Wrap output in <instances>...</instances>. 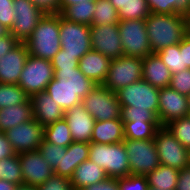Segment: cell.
<instances>
[{"mask_svg": "<svg viewBox=\"0 0 190 190\" xmlns=\"http://www.w3.org/2000/svg\"><path fill=\"white\" fill-rule=\"evenodd\" d=\"M89 160L102 167L108 178H123L130 175V166L125 145L121 143H89Z\"/></svg>", "mask_w": 190, "mask_h": 190, "instance_id": "cell-4", "label": "cell"}, {"mask_svg": "<svg viewBox=\"0 0 190 190\" xmlns=\"http://www.w3.org/2000/svg\"><path fill=\"white\" fill-rule=\"evenodd\" d=\"M95 12V1H82L64 8L60 15L72 22L91 26Z\"/></svg>", "mask_w": 190, "mask_h": 190, "instance_id": "cell-29", "label": "cell"}, {"mask_svg": "<svg viewBox=\"0 0 190 190\" xmlns=\"http://www.w3.org/2000/svg\"><path fill=\"white\" fill-rule=\"evenodd\" d=\"M33 119L32 103L29 99L25 103L16 104L0 109V132H5L19 124Z\"/></svg>", "mask_w": 190, "mask_h": 190, "instance_id": "cell-26", "label": "cell"}, {"mask_svg": "<svg viewBox=\"0 0 190 190\" xmlns=\"http://www.w3.org/2000/svg\"><path fill=\"white\" fill-rule=\"evenodd\" d=\"M82 190H120L117 178H107L105 181L85 187Z\"/></svg>", "mask_w": 190, "mask_h": 190, "instance_id": "cell-47", "label": "cell"}, {"mask_svg": "<svg viewBox=\"0 0 190 190\" xmlns=\"http://www.w3.org/2000/svg\"><path fill=\"white\" fill-rule=\"evenodd\" d=\"M37 188L38 190H73L71 180L69 178L55 174Z\"/></svg>", "mask_w": 190, "mask_h": 190, "instance_id": "cell-43", "label": "cell"}, {"mask_svg": "<svg viewBox=\"0 0 190 190\" xmlns=\"http://www.w3.org/2000/svg\"><path fill=\"white\" fill-rule=\"evenodd\" d=\"M67 147L59 146L56 144L48 143L43 140L39 145V152L44 159L49 163L50 167L54 170L57 166H61L62 150Z\"/></svg>", "mask_w": 190, "mask_h": 190, "instance_id": "cell-38", "label": "cell"}, {"mask_svg": "<svg viewBox=\"0 0 190 190\" xmlns=\"http://www.w3.org/2000/svg\"><path fill=\"white\" fill-rule=\"evenodd\" d=\"M169 87L188 96L190 94V69L172 74Z\"/></svg>", "mask_w": 190, "mask_h": 190, "instance_id": "cell-41", "label": "cell"}, {"mask_svg": "<svg viewBox=\"0 0 190 190\" xmlns=\"http://www.w3.org/2000/svg\"><path fill=\"white\" fill-rule=\"evenodd\" d=\"M16 190H38L36 186H30V185H18V188Z\"/></svg>", "mask_w": 190, "mask_h": 190, "instance_id": "cell-54", "label": "cell"}, {"mask_svg": "<svg viewBox=\"0 0 190 190\" xmlns=\"http://www.w3.org/2000/svg\"><path fill=\"white\" fill-rule=\"evenodd\" d=\"M51 64L54 69H76L79 66L78 60L65 53L63 49H60L52 58Z\"/></svg>", "mask_w": 190, "mask_h": 190, "instance_id": "cell-42", "label": "cell"}, {"mask_svg": "<svg viewBox=\"0 0 190 190\" xmlns=\"http://www.w3.org/2000/svg\"><path fill=\"white\" fill-rule=\"evenodd\" d=\"M119 21L118 11L109 0H95L92 25H113Z\"/></svg>", "mask_w": 190, "mask_h": 190, "instance_id": "cell-33", "label": "cell"}, {"mask_svg": "<svg viewBox=\"0 0 190 190\" xmlns=\"http://www.w3.org/2000/svg\"><path fill=\"white\" fill-rule=\"evenodd\" d=\"M143 59L123 55L112 59L103 86L112 92L142 79Z\"/></svg>", "mask_w": 190, "mask_h": 190, "instance_id": "cell-6", "label": "cell"}, {"mask_svg": "<svg viewBox=\"0 0 190 190\" xmlns=\"http://www.w3.org/2000/svg\"><path fill=\"white\" fill-rule=\"evenodd\" d=\"M14 23L9 33L19 42H25L45 15L30 0H13Z\"/></svg>", "mask_w": 190, "mask_h": 190, "instance_id": "cell-14", "label": "cell"}, {"mask_svg": "<svg viewBox=\"0 0 190 190\" xmlns=\"http://www.w3.org/2000/svg\"><path fill=\"white\" fill-rule=\"evenodd\" d=\"M64 119L69 126L73 141L90 143L95 119L86 111L82 104L67 110Z\"/></svg>", "mask_w": 190, "mask_h": 190, "instance_id": "cell-19", "label": "cell"}, {"mask_svg": "<svg viewBox=\"0 0 190 190\" xmlns=\"http://www.w3.org/2000/svg\"><path fill=\"white\" fill-rule=\"evenodd\" d=\"M0 179L16 185H23L21 163L18 154L0 160Z\"/></svg>", "mask_w": 190, "mask_h": 190, "instance_id": "cell-35", "label": "cell"}, {"mask_svg": "<svg viewBox=\"0 0 190 190\" xmlns=\"http://www.w3.org/2000/svg\"><path fill=\"white\" fill-rule=\"evenodd\" d=\"M185 17V36L190 39V13L184 15Z\"/></svg>", "mask_w": 190, "mask_h": 190, "instance_id": "cell-53", "label": "cell"}, {"mask_svg": "<svg viewBox=\"0 0 190 190\" xmlns=\"http://www.w3.org/2000/svg\"><path fill=\"white\" fill-rule=\"evenodd\" d=\"M188 99V107H189V114H190V94L187 96Z\"/></svg>", "mask_w": 190, "mask_h": 190, "instance_id": "cell-56", "label": "cell"}, {"mask_svg": "<svg viewBox=\"0 0 190 190\" xmlns=\"http://www.w3.org/2000/svg\"><path fill=\"white\" fill-rule=\"evenodd\" d=\"M121 119L123 122H159L149 110H129L127 107H121Z\"/></svg>", "mask_w": 190, "mask_h": 190, "instance_id": "cell-39", "label": "cell"}, {"mask_svg": "<svg viewBox=\"0 0 190 190\" xmlns=\"http://www.w3.org/2000/svg\"><path fill=\"white\" fill-rule=\"evenodd\" d=\"M175 190H190V166L179 170Z\"/></svg>", "mask_w": 190, "mask_h": 190, "instance_id": "cell-48", "label": "cell"}, {"mask_svg": "<svg viewBox=\"0 0 190 190\" xmlns=\"http://www.w3.org/2000/svg\"><path fill=\"white\" fill-rule=\"evenodd\" d=\"M33 118L43 127L64 118L65 111L45 91L31 98Z\"/></svg>", "mask_w": 190, "mask_h": 190, "instance_id": "cell-20", "label": "cell"}, {"mask_svg": "<svg viewBox=\"0 0 190 190\" xmlns=\"http://www.w3.org/2000/svg\"><path fill=\"white\" fill-rule=\"evenodd\" d=\"M110 59L107 56L91 49L78 62L79 69L85 77L96 85H102L108 73Z\"/></svg>", "mask_w": 190, "mask_h": 190, "instance_id": "cell-22", "label": "cell"}, {"mask_svg": "<svg viewBox=\"0 0 190 190\" xmlns=\"http://www.w3.org/2000/svg\"><path fill=\"white\" fill-rule=\"evenodd\" d=\"M16 153L11 147V144L6 139L5 134L0 132V160L15 155Z\"/></svg>", "mask_w": 190, "mask_h": 190, "instance_id": "cell-49", "label": "cell"}, {"mask_svg": "<svg viewBox=\"0 0 190 190\" xmlns=\"http://www.w3.org/2000/svg\"><path fill=\"white\" fill-rule=\"evenodd\" d=\"M107 178L104 169L88 159L77 166L70 180L73 190H82Z\"/></svg>", "mask_w": 190, "mask_h": 190, "instance_id": "cell-24", "label": "cell"}, {"mask_svg": "<svg viewBox=\"0 0 190 190\" xmlns=\"http://www.w3.org/2000/svg\"><path fill=\"white\" fill-rule=\"evenodd\" d=\"M118 28L124 55L143 59L152 54L145 19L120 20Z\"/></svg>", "mask_w": 190, "mask_h": 190, "instance_id": "cell-8", "label": "cell"}, {"mask_svg": "<svg viewBox=\"0 0 190 190\" xmlns=\"http://www.w3.org/2000/svg\"><path fill=\"white\" fill-rule=\"evenodd\" d=\"M29 56L27 46L19 42L0 60V83L18 84L22 69Z\"/></svg>", "mask_w": 190, "mask_h": 190, "instance_id": "cell-18", "label": "cell"}, {"mask_svg": "<svg viewBox=\"0 0 190 190\" xmlns=\"http://www.w3.org/2000/svg\"><path fill=\"white\" fill-rule=\"evenodd\" d=\"M165 127L188 150L190 149V117L175 119Z\"/></svg>", "mask_w": 190, "mask_h": 190, "instance_id": "cell-37", "label": "cell"}, {"mask_svg": "<svg viewBox=\"0 0 190 190\" xmlns=\"http://www.w3.org/2000/svg\"><path fill=\"white\" fill-rule=\"evenodd\" d=\"M55 75L47 85L45 92L65 112L82 104V99L96 86L85 77L79 67L76 69H54Z\"/></svg>", "mask_w": 190, "mask_h": 190, "instance_id": "cell-1", "label": "cell"}, {"mask_svg": "<svg viewBox=\"0 0 190 190\" xmlns=\"http://www.w3.org/2000/svg\"><path fill=\"white\" fill-rule=\"evenodd\" d=\"M124 139L123 121L121 118L95 121L91 142L113 144L121 143Z\"/></svg>", "mask_w": 190, "mask_h": 190, "instance_id": "cell-25", "label": "cell"}, {"mask_svg": "<svg viewBox=\"0 0 190 190\" xmlns=\"http://www.w3.org/2000/svg\"><path fill=\"white\" fill-rule=\"evenodd\" d=\"M179 170L173 167L159 165L146 175L148 186L160 190H175Z\"/></svg>", "mask_w": 190, "mask_h": 190, "instance_id": "cell-27", "label": "cell"}, {"mask_svg": "<svg viewBox=\"0 0 190 190\" xmlns=\"http://www.w3.org/2000/svg\"><path fill=\"white\" fill-rule=\"evenodd\" d=\"M9 33V29L0 22V37L6 36Z\"/></svg>", "mask_w": 190, "mask_h": 190, "instance_id": "cell-55", "label": "cell"}, {"mask_svg": "<svg viewBox=\"0 0 190 190\" xmlns=\"http://www.w3.org/2000/svg\"><path fill=\"white\" fill-rule=\"evenodd\" d=\"M180 52H183L184 65L190 69V39L186 36L179 43Z\"/></svg>", "mask_w": 190, "mask_h": 190, "instance_id": "cell-50", "label": "cell"}, {"mask_svg": "<svg viewBox=\"0 0 190 190\" xmlns=\"http://www.w3.org/2000/svg\"><path fill=\"white\" fill-rule=\"evenodd\" d=\"M189 115L188 99L186 95L178 93L170 87L159 90L158 120L161 126L167 125L175 119Z\"/></svg>", "mask_w": 190, "mask_h": 190, "instance_id": "cell-17", "label": "cell"}, {"mask_svg": "<svg viewBox=\"0 0 190 190\" xmlns=\"http://www.w3.org/2000/svg\"><path fill=\"white\" fill-rule=\"evenodd\" d=\"M60 41V14H45L24 43L29 55L51 61Z\"/></svg>", "mask_w": 190, "mask_h": 190, "instance_id": "cell-3", "label": "cell"}, {"mask_svg": "<svg viewBox=\"0 0 190 190\" xmlns=\"http://www.w3.org/2000/svg\"><path fill=\"white\" fill-rule=\"evenodd\" d=\"M17 188H18V185L12 182L0 179V190H16Z\"/></svg>", "mask_w": 190, "mask_h": 190, "instance_id": "cell-51", "label": "cell"}, {"mask_svg": "<svg viewBox=\"0 0 190 190\" xmlns=\"http://www.w3.org/2000/svg\"><path fill=\"white\" fill-rule=\"evenodd\" d=\"M154 141L161 165L178 170L190 166L189 150L165 126H161L157 130Z\"/></svg>", "mask_w": 190, "mask_h": 190, "instance_id": "cell-12", "label": "cell"}, {"mask_svg": "<svg viewBox=\"0 0 190 190\" xmlns=\"http://www.w3.org/2000/svg\"><path fill=\"white\" fill-rule=\"evenodd\" d=\"M150 13L182 14L190 13V0H147Z\"/></svg>", "mask_w": 190, "mask_h": 190, "instance_id": "cell-32", "label": "cell"}, {"mask_svg": "<svg viewBox=\"0 0 190 190\" xmlns=\"http://www.w3.org/2000/svg\"><path fill=\"white\" fill-rule=\"evenodd\" d=\"M15 20L13 0H0V22L2 25L11 29Z\"/></svg>", "mask_w": 190, "mask_h": 190, "instance_id": "cell-44", "label": "cell"}, {"mask_svg": "<svg viewBox=\"0 0 190 190\" xmlns=\"http://www.w3.org/2000/svg\"><path fill=\"white\" fill-rule=\"evenodd\" d=\"M159 90L140 79L115 93L121 107H127L129 110H149L158 117Z\"/></svg>", "mask_w": 190, "mask_h": 190, "instance_id": "cell-5", "label": "cell"}, {"mask_svg": "<svg viewBox=\"0 0 190 190\" xmlns=\"http://www.w3.org/2000/svg\"><path fill=\"white\" fill-rule=\"evenodd\" d=\"M18 155L21 163L24 185L38 187L54 174L53 169L41 155L39 150L23 152Z\"/></svg>", "mask_w": 190, "mask_h": 190, "instance_id": "cell-16", "label": "cell"}, {"mask_svg": "<svg viewBox=\"0 0 190 190\" xmlns=\"http://www.w3.org/2000/svg\"><path fill=\"white\" fill-rule=\"evenodd\" d=\"M55 72L51 61L29 55L22 69L18 85L31 98L45 91L54 78Z\"/></svg>", "mask_w": 190, "mask_h": 190, "instance_id": "cell-7", "label": "cell"}, {"mask_svg": "<svg viewBox=\"0 0 190 190\" xmlns=\"http://www.w3.org/2000/svg\"><path fill=\"white\" fill-rule=\"evenodd\" d=\"M172 74L157 53L143 58L142 79L152 86L162 89L169 87Z\"/></svg>", "mask_w": 190, "mask_h": 190, "instance_id": "cell-23", "label": "cell"}, {"mask_svg": "<svg viewBox=\"0 0 190 190\" xmlns=\"http://www.w3.org/2000/svg\"><path fill=\"white\" fill-rule=\"evenodd\" d=\"M30 99L18 84L0 83V109L25 103Z\"/></svg>", "mask_w": 190, "mask_h": 190, "instance_id": "cell-34", "label": "cell"}, {"mask_svg": "<svg viewBox=\"0 0 190 190\" xmlns=\"http://www.w3.org/2000/svg\"><path fill=\"white\" fill-rule=\"evenodd\" d=\"M148 190H160V189H154V188L148 187Z\"/></svg>", "mask_w": 190, "mask_h": 190, "instance_id": "cell-57", "label": "cell"}, {"mask_svg": "<svg viewBox=\"0 0 190 190\" xmlns=\"http://www.w3.org/2000/svg\"><path fill=\"white\" fill-rule=\"evenodd\" d=\"M82 105L96 121L121 118V106L115 92L96 85L83 99Z\"/></svg>", "mask_w": 190, "mask_h": 190, "instance_id": "cell-9", "label": "cell"}, {"mask_svg": "<svg viewBox=\"0 0 190 190\" xmlns=\"http://www.w3.org/2000/svg\"><path fill=\"white\" fill-rule=\"evenodd\" d=\"M60 40L61 49L78 61L92 49L90 26L69 21L61 15Z\"/></svg>", "mask_w": 190, "mask_h": 190, "instance_id": "cell-11", "label": "cell"}, {"mask_svg": "<svg viewBox=\"0 0 190 190\" xmlns=\"http://www.w3.org/2000/svg\"><path fill=\"white\" fill-rule=\"evenodd\" d=\"M44 14H60V0H30Z\"/></svg>", "mask_w": 190, "mask_h": 190, "instance_id": "cell-45", "label": "cell"}, {"mask_svg": "<svg viewBox=\"0 0 190 190\" xmlns=\"http://www.w3.org/2000/svg\"><path fill=\"white\" fill-rule=\"evenodd\" d=\"M145 22L152 53L179 44L185 37V17L182 14L150 13Z\"/></svg>", "mask_w": 190, "mask_h": 190, "instance_id": "cell-2", "label": "cell"}, {"mask_svg": "<svg viewBox=\"0 0 190 190\" xmlns=\"http://www.w3.org/2000/svg\"><path fill=\"white\" fill-rule=\"evenodd\" d=\"M118 11L119 20L146 19L150 14L147 0H109Z\"/></svg>", "mask_w": 190, "mask_h": 190, "instance_id": "cell-28", "label": "cell"}, {"mask_svg": "<svg viewBox=\"0 0 190 190\" xmlns=\"http://www.w3.org/2000/svg\"><path fill=\"white\" fill-rule=\"evenodd\" d=\"M88 159L89 143L73 141L66 150H62L61 166H57L53 172L70 179L77 166Z\"/></svg>", "mask_w": 190, "mask_h": 190, "instance_id": "cell-21", "label": "cell"}, {"mask_svg": "<svg viewBox=\"0 0 190 190\" xmlns=\"http://www.w3.org/2000/svg\"><path fill=\"white\" fill-rule=\"evenodd\" d=\"M19 41L14 38L10 33H8L6 36L0 37V60L6 54L12 50Z\"/></svg>", "mask_w": 190, "mask_h": 190, "instance_id": "cell-46", "label": "cell"}, {"mask_svg": "<svg viewBox=\"0 0 190 190\" xmlns=\"http://www.w3.org/2000/svg\"><path fill=\"white\" fill-rule=\"evenodd\" d=\"M61 1V4H60V13L61 11L68 7V6H71L73 4H77L79 2L82 3V1H95V0H60Z\"/></svg>", "mask_w": 190, "mask_h": 190, "instance_id": "cell-52", "label": "cell"}, {"mask_svg": "<svg viewBox=\"0 0 190 190\" xmlns=\"http://www.w3.org/2000/svg\"><path fill=\"white\" fill-rule=\"evenodd\" d=\"M44 140L48 143L68 147L73 139L66 120L63 118L44 127Z\"/></svg>", "mask_w": 190, "mask_h": 190, "instance_id": "cell-31", "label": "cell"}, {"mask_svg": "<svg viewBox=\"0 0 190 190\" xmlns=\"http://www.w3.org/2000/svg\"><path fill=\"white\" fill-rule=\"evenodd\" d=\"M159 122H123L124 138L131 140L154 139Z\"/></svg>", "mask_w": 190, "mask_h": 190, "instance_id": "cell-30", "label": "cell"}, {"mask_svg": "<svg viewBox=\"0 0 190 190\" xmlns=\"http://www.w3.org/2000/svg\"><path fill=\"white\" fill-rule=\"evenodd\" d=\"M120 190H148L146 175L130 174L123 178H118Z\"/></svg>", "mask_w": 190, "mask_h": 190, "instance_id": "cell-40", "label": "cell"}, {"mask_svg": "<svg viewBox=\"0 0 190 190\" xmlns=\"http://www.w3.org/2000/svg\"><path fill=\"white\" fill-rule=\"evenodd\" d=\"M91 47L110 60L124 55L118 24L91 25Z\"/></svg>", "mask_w": 190, "mask_h": 190, "instance_id": "cell-15", "label": "cell"}, {"mask_svg": "<svg viewBox=\"0 0 190 190\" xmlns=\"http://www.w3.org/2000/svg\"><path fill=\"white\" fill-rule=\"evenodd\" d=\"M123 143L128 155L130 174L147 175L160 165L154 139H124Z\"/></svg>", "mask_w": 190, "mask_h": 190, "instance_id": "cell-10", "label": "cell"}, {"mask_svg": "<svg viewBox=\"0 0 190 190\" xmlns=\"http://www.w3.org/2000/svg\"><path fill=\"white\" fill-rule=\"evenodd\" d=\"M16 154L38 150L44 140V127L34 118L4 132Z\"/></svg>", "mask_w": 190, "mask_h": 190, "instance_id": "cell-13", "label": "cell"}, {"mask_svg": "<svg viewBox=\"0 0 190 190\" xmlns=\"http://www.w3.org/2000/svg\"><path fill=\"white\" fill-rule=\"evenodd\" d=\"M171 74L188 69L184 65L183 52H180L179 44L165 47L157 53Z\"/></svg>", "mask_w": 190, "mask_h": 190, "instance_id": "cell-36", "label": "cell"}]
</instances>
